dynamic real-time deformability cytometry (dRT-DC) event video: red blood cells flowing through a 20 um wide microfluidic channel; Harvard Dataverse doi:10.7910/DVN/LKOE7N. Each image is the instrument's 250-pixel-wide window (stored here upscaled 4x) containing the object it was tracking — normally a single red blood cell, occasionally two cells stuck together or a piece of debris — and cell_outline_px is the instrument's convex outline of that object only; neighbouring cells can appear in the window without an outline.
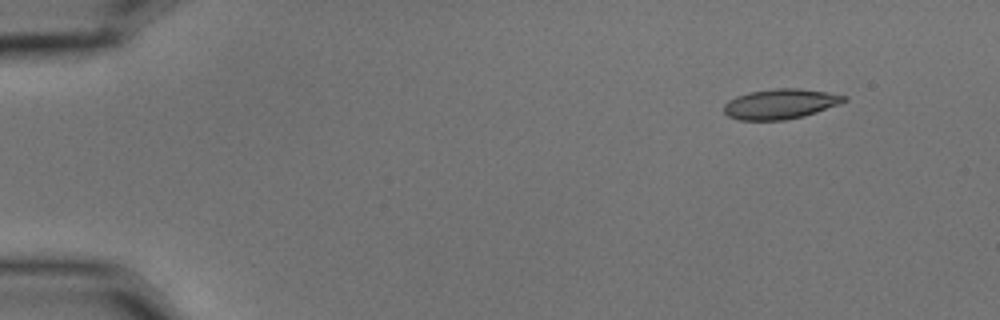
{"species": "common noctule bat (a hibernating species)", "species_latin": "Nyctalus noctula", "temperature_condition": "cold", "stored_images_in_passage": 4, "camera_frame_rate_fps": 3000, "um_per_image_px": 0.085, "animal": {"sex": "male", "body_mass_g": 15.6}, "frame": {"image": 1, "passage_image": 1, "time_ms": 0.0, "image_size_px": [1000, 320], "cell_outline_px": [[848, 100], [840, 104], [804, 116], [784, 120], [740, 120], [728, 116], [724, 112], [724, 104], [728, 100], [736, 96], [748, 92], [776, 88], [800, 88], [828, 92], [848, 96]], "centroid_in_image_um": [66.35, 8.83], "position_along_channel_um": 18.7, "area_um2": 21.21}}